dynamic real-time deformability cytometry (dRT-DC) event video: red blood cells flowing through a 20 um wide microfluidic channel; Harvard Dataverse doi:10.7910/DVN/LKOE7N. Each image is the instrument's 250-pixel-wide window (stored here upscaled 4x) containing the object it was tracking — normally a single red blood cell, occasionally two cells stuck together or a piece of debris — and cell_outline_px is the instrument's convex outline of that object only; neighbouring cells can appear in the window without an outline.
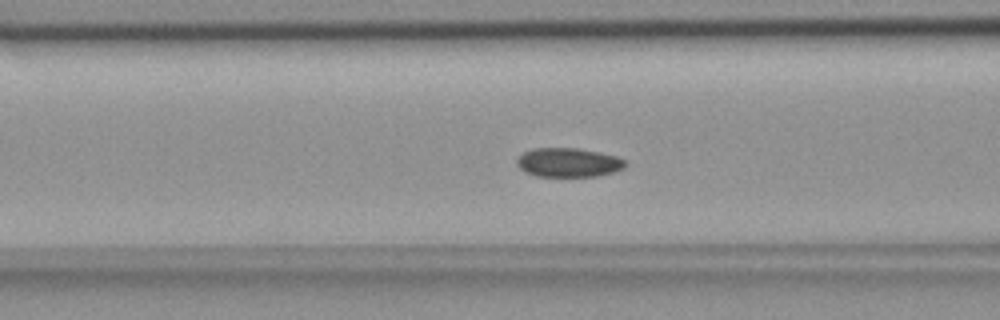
{"species": "common noctule bat (a hibernating species)", "species_latin": "Nyctalus noctula", "temperature_condition": "room temperature", "stored_images_in_passage": 42, "camera_frame_rate_fps": 3000, "um_per_image_px": 0.085, "animal": {"sex": "female", "body_mass_g": 18.4}, "frame": {"image": 1, "passage_image": 8, "time_ms": 2.333, "image_size_px": [1000, 320], "cell_outline_px": [[628, 164], [624, 168], [600, 176], [536, 176], [524, 172], [516, 164], [516, 160], [524, 152], [536, 148], [576, 148], [600, 152], [616, 156], [624, 160]], "centroid_in_image_um": [48.32, 13.81], "position_along_channel_um": 118.3, "area_um2": 18.38}}
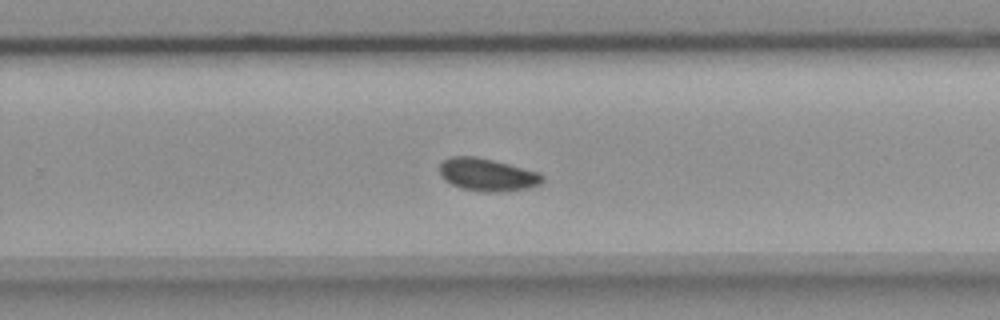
{"frame": {"image": 2, "passage_image": 22, "time_ms": 7.0, "image_size_px": [1000, 320], "cell_outline_px": [[544, 180], [540, 184], [528, 188], [496, 192], [480, 192], [460, 188], [444, 180], [440, 172], [440, 164], [444, 160], [452, 156], [476, 156], [540, 172], [544, 176]], "centroid_in_image_um": [41.43, 14.85], "position_along_channel_um": 288.4, "area_um2": 19.59}}
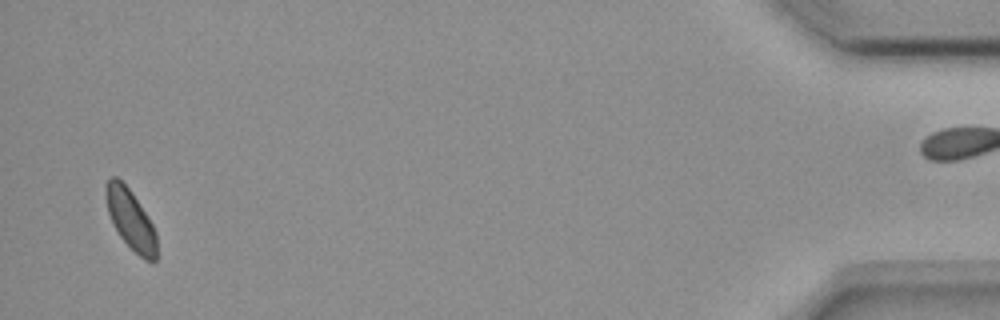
{"frame": {"image": 3, "passage_image": 40, "time_ms": 13.0, "image_size_px": [1000, 320], "cell_outline_px": [[156, 260], [152, 264], [144, 260], [120, 236], [112, 224], [108, 212], [104, 196], [104, 188], [108, 180], [112, 176], [116, 176], [132, 192], [152, 224], [156, 232]], "centroid_in_image_um": [11.08, 18.65], "position_along_channel_um": 424.1, "area_um2": 17.74}, "authors_computed_cell_mechanics": {"area_um2": 18.8717, "velocity_mm_per_s": 3.6557, "shape_relaxation_time_tau1_ms": 2.2975, "shape_relaxation_time_tau2_ms": 9.0814, "deformation_change_tau1": 0.0394, "deformation_change_tau2": 0.0687}}